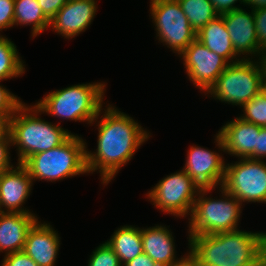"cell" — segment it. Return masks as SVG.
I'll return each mask as SVG.
<instances>
[{"mask_svg": "<svg viewBox=\"0 0 266 266\" xmlns=\"http://www.w3.org/2000/svg\"><path fill=\"white\" fill-rule=\"evenodd\" d=\"M105 243L118 256L122 266L143 253L141 228L132 225L118 228Z\"/></svg>", "mask_w": 266, "mask_h": 266, "instance_id": "44dd1931", "label": "cell"}, {"mask_svg": "<svg viewBox=\"0 0 266 266\" xmlns=\"http://www.w3.org/2000/svg\"><path fill=\"white\" fill-rule=\"evenodd\" d=\"M123 266H159L146 253L136 256L133 260L128 261Z\"/></svg>", "mask_w": 266, "mask_h": 266, "instance_id": "e575fe53", "label": "cell"}, {"mask_svg": "<svg viewBox=\"0 0 266 266\" xmlns=\"http://www.w3.org/2000/svg\"><path fill=\"white\" fill-rule=\"evenodd\" d=\"M60 247V238L52 225L38 220L29 229L23 252L38 266H54Z\"/></svg>", "mask_w": 266, "mask_h": 266, "instance_id": "e0dca14e", "label": "cell"}, {"mask_svg": "<svg viewBox=\"0 0 266 266\" xmlns=\"http://www.w3.org/2000/svg\"><path fill=\"white\" fill-rule=\"evenodd\" d=\"M261 266H266V248L263 251L262 258H261Z\"/></svg>", "mask_w": 266, "mask_h": 266, "instance_id": "60d3db41", "label": "cell"}, {"mask_svg": "<svg viewBox=\"0 0 266 266\" xmlns=\"http://www.w3.org/2000/svg\"><path fill=\"white\" fill-rule=\"evenodd\" d=\"M96 12V0H69L50 20V26L57 34L70 39L91 25Z\"/></svg>", "mask_w": 266, "mask_h": 266, "instance_id": "5bb4252c", "label": "cell"}, {"mask_svg": "<svg viewBox=\"0 0 266 266\" xmlns=\"http://www.w3.org/2000/svg\"><path fill=\"white\" fill-rule=\"evenodd\" d=\"M173 266H196L194 259L188 255L182 262Z\"/></svg>", "mask_w": 266, "mask_h": 266, "instance_id": "f35d334b", "label": "cell"}, {"mask_svg": "<svg viewBox=\"0 0 266 266\" xmlns=\"http://www.w3.org/2000/svg\"><path fill=\"white\" fill-rule=\"evenodd\" d=\"M225 191L242 202L266 203V162L240 158V161L226 164L221 185Z\"/></svg>", "mask_w": 266, "mask_h": 266, "instance_id": "9c48e42d", "label": "cell"}, {"mask_svg": "<svg viewBox=\"0 0 266 266\" xmlns=\"http://www.w3.org/2000/svg\"><path fill=\"white\" fill-rule=\"evenodd\" d=\"M10 146H12L11 136L8 133L0 139V174L14 167L10 162Z\"/></svg>", "mask_w": 266, "mask_h": 266, "instance_id": "4dcf8cb0", "label": "cell"}, {"mask_svg": "<svg viewBox=\"0 0 266 266\" xmlns=\"http://www.w3.org/2000/svg\"><path fill=\"white\" fill-rule=\"evenodd\" d=\"M16 165L0 174V212L32 213L22 205L31 194L33 181L23 164Z\"/></svg>", "mask_w": 266, "mask_h": 266, "instance_id": "9a60e30c", "label": "cell"}, {"mask_svg": "<svg viewBox=\"0 0 266 266\" xmlns=\"http://www.w3.org/2000/svg\"><path fill=\"white\" fill-rule=\"evenodd\" d=\"M262 76L258 61L242 59L230 63L206 94L215 100L242 107L261 92Z\"/></svg>", "mask_w": 266, "mask_h": 266, "instance_id": "52a82bcc", "label": "cell"}, {"mask_svg": "<svg viewBox=\"0 0 266 266\" xmlns=\"http://www.w3.org/2000/svg\"><path fill=\"white\" fill-rule=\"evenodd\" d=\"M38 113L42 114L36 105L27 106L22 103L9 119V134L12 145L18 147V163L20 164L34 154L61 145L73 134L60 125L37 117Z\"/></svg>", "mask_w": 266, "mask_h": 266, "instance_id": "3957f363", "label": "cell"}, {"mask_svg": "<svg viewBox=\"0 0 266 266\" xmlns=\"http://www.w3.org/2000/svg\"><path fill=\"white\" fill-rule=\"evenodd\" d=\"M261 128L240 117L234 118L218 131L216 146L230 155L256 160V141Z\"/></svg>", "mask_w": 266, "mask_h": 266, "instance_id": "4fadbf2b", "label": "cell"}, {"mask_svg": "<svg viewBox=\"0 0 266 266\" xmlns=\"http://www.w3.org/2000/svg\"><path fill=\"white\" fill-rule=\"evenodd\" d=\"M196 39L214 53L225 58L229 63L250 59L246 55L241 59L237 58L238 55L234 51V46L230 40L222 15H218L202 27L197 32Z\"/></svg>", "mask_w": 266, "mask_h": 266, "instance_id": "ffe728a7", "label": "cell"}, {"mask_svg": "<svg viewBox=\"0 0 266 266\" xmlns=\"http://www.w3.org/2000/svg\"><path fill=\"white\" fill-rule=\"evenodd\" d=\"M14 25V0H0V31Z\"/></svg>", "mask_w": 266, "mask_h": 266, "instance_id": "f1b7e54d", "label": "cell"}, {"mask_svg": "<svg viewBox=\"0 0 266 266\" xmlns=\"http://www.w3.org/2000/svg\"><path fill=\"white\" fill-rule=\"evenodd\" d=\"M221 15L223 16L227 32L230 35V40L238 57L242 54L259 56L261 48L257 42L253 10H251V13H248L244 9L238 8L222 13Z\"/></svg>", "mask_w": 266, "mask_h": 266, "instance_id": "2e32d148", "label": "cell"}, {"mask_svg": "<svg viewBox=\"0 0 266 266\" xmlns=\"http://www.w3.org/2000/svg\"><path fill=\"white\" fill-rule=\"evenodd\" d=\"M105 83H85L52 91L35 105L55 117L93 124L100 119Z\"/></svg>", "mask_w": 266, "mask_h": 266, "instance_id": "277c9868", "label": "cell"}, {"mask_svg": "<svg viewBox=\"0 0 266 266\" xmlns=\"http://www.w3.org/2000/svg\"><path fill=\"white\" fill-rule=\"evenodd\" d=\"M200 189L182 169L160 180L148 191L147 198L163 213L181 218L192 212Z\"/></svg>", "mask_w": 266, "mask_h": 266, "instance_id": "30bf717a", "label": "cell"}, {"mask_svg": "<svg viewBox=\"0 0 266 266\" xmlns=\"http://www.w3.org/2000/svg\"><path fill=\"white\" fill-rule=\"evenodd\" d=\"M183 170L201 189H214L223 183L225 159L215 151L192 146L187 152Z\"/></svg>", "mask_w": 266, "mask_h": 266, "instance_id": "7c38bea8", "label": "cell"}, {"mask_svg": "<svg viewBox=\"0 0 266 266\" xmlns=\"http://www.w3.org/2000/svg\"><path fill=\"white\" fill-rule=\"evenodd\" d=\"M86 142L72 134L64 143L48 151L30 156L23 165L32 181H57L88 173L86 166Z\"/></svg>", "mask_w": 266, "mask_h": 266, "instance_id": "5b68a950", "label": "cell"}, {"mask_svg": "<svg viewBox=\"0 0 266 266\" xmlns=\"http://www.w3.org/2000/svg\"><path fill=\"white\" fill-rule=\"evenodd\" d=\"M22 103L19 97L0 85V115L13 116Z\"/></svg>", "mask_w": 266, "mask_h": 266, "instance_id": "4316f807", "label": "cell"}, {"mask_svg": "<svg viewBox=\"0 0 266 266\" xmlns=\"http://www.w3.org/2000/svg\"><path fill=\"white\" fill-rule=\"evenodd\" d=\"M259 56L260 57H259L258 61L260 63L261 69H262V75H263L262 77H266V47L261 49Z\"/></svg>", "mask_w": 266, "mask_h": 266, "instance_id": "74e56055", "label": "cell"}, {"mask_svg": "<svg viewBox=\"0 0 266 266\" xmlns=\"http://www.w3.org/2000/svg\"><path fill=\"white\" fill-rule=\"evenodd\" d=\"M223 199L206 196L213 189H200L194 201L189 221L188 236L212 235L237 230L242 204L230 193L219 187ZM206 196V197H205Z\"/></svg>", "mask_w": 266, "mask_h": 266, "instance_id": "8992f818", "label": "cell"}, {"mask_svg": "<svg viewBox=\"0 0 266 266\" xmlns=\"http://www.w3.org/2000/svg\"><path fill=\"white\" fill-rule=\"evenodd\" d=\"M244 114L240 118L246 122L266 127V96L259 93L243 106Z\"/></svg>", "mask_w": 266, "mask_h": 266, "instance_id": "d4e9b609", "label": "cell"}, {"mask_svg": "<svg viewBox=\"0 0 266 266\" xmlns=\"http://www.w3.org/2000/svg\"><path fill=\"white\" fill-rule=\"evenodd\" d=\"M44 15L51 20L69 0H37Z\"/></svg>", "mask_w": 266, "mask_h": 266, "instance_id": "1f68e13d", "label": "cell"}, {"mask_svg": "<svg viewBox=\"0 0 266 266\" xmlns=\"http://www.w3.org/2000/svg\"><path fill=\"white\" fill-rule=\"evenodd\" d=\"M104 110L97 125V150L91 153L86 149V166L88 173L99 170L102 183L106 185L150 135L132 117L110 104Z\"/></svg>", "mask_w": 266, "mask_h": 266, "instance_id": "6da1fadb", "label": "cell"}, {"mask_svg": "<svg viewBox=\"0 0 266 266\" xmlns=\"http://www.w3.org/2000/svg\"><path fill=\"white\" fill-rule=\"evenodd\" d=\"M178 2L196 32L219 15L210 0H178Z\"/></svg>", "mask_w": 266, "mask_h": 266, "instance_id": "cb8c5ba5", "label": "cell"}, {"mask_svg": "<svg viewBox=\"0 0 266 266\" xmlns=\"http://www.w3.org/2000/svg\"><path fill=\"white\" fill-rule=\"evenodd\" d=\"M88 266H122L115 252L104 242L89 258Z\"/></svg>", "mask_w": 266, "mask_h": 266, "instance_id": "484cf974", "label": "cell"}, {"mask_svg": "<svg viewBox=\"0 0 266 266\" xmlns=\"http://www.w3.org/2000/svg\"><path fill=\"white\" fill-rule=\"evenodd\" d=\"M196 266H260L266 233L233 230L189 237Z\"/></svg>", "mask_w": 266, "mask_h": 266, "instance_id": "7a4b0ae2", "label": "cell"}, {"mask_svg": "<svg viewBox=\"0 0 266 266\" xmlns=\"http://www.w3.org/2000/svg\"><path fill=\"white\" fill-rule=\"evenodd\" d=\"M32 25V37L50 27V20L44 15L37 0H14V25Z\"/></svg>", "mask_w": 266, "mask_h": 266, "instance_id": "7402d4cb", "label": "cell"}, {"mask_svg": "<svg viewBox=\"0 0 266 266\" xmlns=\"http://www.w3.org/2000/svg\"><path fill=\"white\" fill-rule=\"evenodd\" d=\"M143 253H146L159 266H173L182 262L188 255L176 259L172 232L166 226H153L141 229Z\"/></svg>", "mask_w": 266, "mask_h": 266, "instance_id": "ac0fdd59", "label": "cell"}, {"mask_svg": "<svg viewBox=\"0 0 266 266\" xmlns=\"http://www.w3.org/2000/svg\"><path fill=\"white\" fill-rule=\"evenodd\" d=\"M245 5L250 6L251 10L266 8V0H245Z\"/></svg>", "mask_w": 266, "mask_h": 266, "instance_id": "8d00e7d4", "label": "cell"}, {"mask_svg": "<svg viewBox=\"0 0 266 266\" xmlns=\"http://www.w3.org/2000/svg\"><path fill=\"white\" fill-rule=\"evenodd\" d=\"M266 157V127H262L256 141V160Z\"/></svg>", "mask_w": 266, "mask_h": 266, "instance_id": "836d02e7", "label": "cell"}, {"mask_svg": "<svg viewBox=\"0 0 266 266\" xmlns=\"http://www.w3.org/2000/svg\"><path fill=\"white\" fill-rule=\"evenodd\" d=\"M187 76L193 85L205 94L229 66V62L195 39L180 54Z\"/></svg>", "mask_w": 266, "mask_h": 266, "instance_id": "8fae6325", "label": "cell"}, {"mask_svg": "<svg viewBox=\"0 0 266 266\" xmlns=\"http://www.w3.org/2000/svg\"><path fill=\"white\" fill-rule=\"evenodd\" d=\"M12 116L0 115V139L4 138L9 133V119Z\"/></svg>", "mask_w": 266, "mask_h": 266, "instance_id": "d590c367", "label": "cell"}, {"mask_svg": "<svg viewBox=\"0 0 266 266\" xmlns=\"http://www.w3.org/2000/svg\"><path fill=\"white\" fill-rule=\"evenodd\" d=\"M261 93L266 96V77H262L261 80Z\"/></svg>", "mask_w": 266, "mask_h": 266, "instance_id": "ab89813d", "label": "cell"}, {"mask_svg": "<svg viewBox=\"0 0 266 266\" xmlns=\"http://www.w3.org/2000/svg\"><path fill=\"white\" fill-rule=\"evenodd\" d=\"M37 220L33 213L0 212V252L23 251L27 233Z\"/></svg>", "mask_w": 266, "mask_h": 266, "instance_id": "d6986e66", "label": "cell"}, {"mask_svg": "<svg viewBox=\"0 0 266 266\" xmlns=\"http://www.w3.org/2000/svg\"><path fill=\"white\" fill-rule=\"evenodd\" d=\"M210 1L213 3L214 8L219 13V15H221L222 13H226L241 8L235 5V3L239 1L240 4L243 3V5H245V0H210Z\"/></svg>", "mask_w": 266, "mask_h": 266, "instance_id": "d6a6232c", "label": "cell"}, {"mask_svg": "<svg viewBox=\"0 0 266 266\" xmlns=\"http://www.w3.org/2000/svg\"><path fill=\"white\" fill-rule=\"evenodd\" d=\"M150 12L158 40L174 53L180 55L196 39L178 0H151Z\"/></svg>", "mask_w": 266, "mask_h": 266, "instance_id": "ba28073f", "label": "cell"}, {"mask_svg": "<svg viewBox=\"0 0 266 266\" xmlns=\"http://www.w3.org/2000/svg\"><path fill=\"white\" fill-rule=\"evenodd\" d=\"M1 266H38L23 251L6 254L3 258Z\"/></svg>", "mask_w": 266, "mask_h": 266, "instance_id": "f546056e", "label": "cell"}, {"mask_svg": "<svg viewBox=\"0 0 266 266\" xmlns=\"http://www.w3.org/2000/svg\"><path fill=\"white\" fill-rule=\"evenodd\" d=\"M25 64L18 54L16 45L0 35V82L24 74Z\"/></svg>", "mask_w": 266, "mask_h": 266, "instance_id": "603a6c76", "label": "cell"}, {"mask_svg": "<svg viewBox=\"0 0 266 266\" xmlns=\"http://www.w3.org/2000/svg\"><path fill=\"white\" fill-rule=\"evenodd\" d=\"M255 28L258 46L266 47V8L254 10Z\"/></svg>", "mask_w": 266, "mask_h": 266, "instance_id": "83f0119b", "label": "cell"}]
</instances>
